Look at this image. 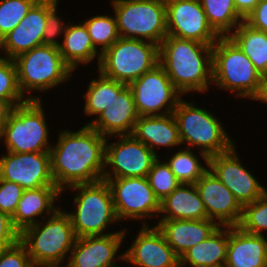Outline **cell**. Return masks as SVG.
<instances>
[{
    "label": "cell",
    "instance_id": "cell-1",
    "mask_svg": "<svg viewBox=\"0 0 267 267\" xmlns=\"http://www.w3.org/2000/svg\"><path fill=\"white\" fill-rule=\"evenodd\" d=\"M51 146V173L55 185L63 192L71 186L103 180L107 137L89 125L77 131H59Z\"/></svg>",
    "mask_w": 267,
    "mask_h": 267
},
{
    "label": "cell",
    "instance_id": "cell-2",
    "mask_svg": "<svg viewBox=\"0 0 267 267\" xmlns=\"http://www.w3.org/2000/svg\"><path fill=\"white\" fill-rule=\"evenodd\" d=\"M213 45L166 36L159 45V64L182 94L205 92L212 84Z\"/></svg>",
    "mask_w": 267,
    "mask_h": 267
},
{
    "label": "cell",
    "instance_id": "cell-3",
    "mask_svg": "<svg viewBox=\"0 0 267 267\" xmlns=\"http://www.w3.org/2000/svg\"><path fill=\"white\" fill-rule=\"evenodd\" d=\"M43 220V223L39 220L37 224L26 227L20 233V241L27 248L33 265L63 267L77 238L70 217L59 208Z\"/></svg>",
    "mask_w": 267,
    "mask_h": 267
},
{
    "label": "cell",
    "instance_id": "cell-4",
    "mask_svg": "<svg viewBox=\"0 0 267 267\" xmlns=\"http://www.w3.org/2000/svg\"><path fill=\"white\" fill-rule=\"evenodd\" d=\"M261 79V73L229 36L220 37L213 44L212 83L218 89L253 100L259 92Z\"/></svg>",
    "mask_w": 267,
    "mask_h": 267
},
{
    "label": "cell",
    "instance_id": "cell-5",
    "mask_svg": "<svg viewBox=\"0 0 267 267\" xmlns=\"http://www.w3.org/2000/svg\"><path fill=\"white\" fill-rule=\"evenodd\" d=\"M182 145L195 147L208 158L231 150L234 144L222 122L210 111L180 99L172 112Z\"/></svg>",
    "mask_w": 267,
    "mask_h": 267
},
{
    "label": "cell",
    "instance_id": "cell-6",
    "mask_svg": "<svg viewBox=\"0 0 267 267\" xmlns=\"http://www.w3.org/2000/svg\"><path fill=\"white\" fill-rule=\"evenodd\" d=\"M70 189L78 192L73 200L76 211L67 212L77 238L116 233L105 231L111 223L119 222L112 193L105 180L74 185Z\"/></svg>",
    "mask_w": 267,
    "mask_h": 267
},
{
    "label": "cell",
    "instance_id": "cell-7",
    "mask_svg": "<svg viewBox=\"0 0 267 267\" xmlns=\"http://www.w3.org/2000/svg\"><path fill=\"white\" fill-rule=\"evenodd\" d=\"M41 100L15 106L0 129V140L13 153L50 152L49 126Z\"/></svg>",
    "mask_w": 267,
    "mask_h": 267
},
{
    "label": "cell",
    "instance_id": "cell-8",
    "mask_svg": "<svg viewBox=\"0 0 267 267\" xmlns=\"http://www.w3.org/2000/svg\"><path fill=\"white\" fill-rule=\"evenodd\" d=\"M18 84L25 97L32 91L44 92L71 78L72 69L65 63L59 48L48 45L34 47L14 58ZM26 93V94H25Z\"/></svg>",
    "mask_w": 267,
    "mask_h": 267
},
{
    "label": "cell",
    "instance_id": "cell-9",
    "mask_svg": "<svg viewBox=\"0 0 267 267\" xmlns=\"http://www.w3.org/2000/svg\"><path fill=\"white\" fill-rule=\"evenodd\" d=\"M159 64V45L141 39L119 38L100 58L98 71L126 85Z\"/></svg>",
    "mask_w": 267,
    "mask_h": 267
},
{
    "label": "cell",
    "instance_id": "cell-10",
    "mask_svg": "<svg viewBox=\"0 0 267 267\" xmlns=\"http://www.w3.org/2000/svg\"><path fill=\"white\" fill-rule=\"evenodd\" d=\"M120 38L160 45L167 36L165 0H111Z\"/></svg>",
    "mask_w": 267,
    "mask_h": 267
},
{
    "label": "cell",
    "instance_id": "cell-11",
    "mask_svg": "<svg viewBox=\"0 0 267 267\" xmlns=\"http://www.w3.org/2000/svg\"><path fill=\"white\" fill-rule=\"evenodd\" d=\"M111 137H117L118 140L109 143L108 140H111ZM111 137H107L105 145L103 179L147 177L159 156L133 135Z\"/></svg>",
    "mask_w": 267,
    "mask_h": 267
},
{
    "label": "cell",
    "instance_id": "cell-12",
    "mask_svg": "<svg viewBox=\"0 0 267 267\" xmlns=\"http://www.w3.org/2000/svg\"><path fill=\"white\" fill-rule=\"evenodd\" d=\"M111 190L116 215L128 221L158 217L160 201L150 187L147 177L103 179Z\"/></svg>",
    "mask_w": 267,
    "mask_h": 267
},
{
    "label": "cell",
    "instance_id": "cell-13",
    "mask_svg": "<svg viewBox=\"0 0 267 267\" xmlns=\"http://www.w3.org/2000/svg\"><path fill=\"white\" fill-rule=\"evenodd\" d=\"M129 87L139 116L170 114L183 98L160 64L133 81Z\"/></svg>",
    "mask_w": 267,
    "mask_h": 267
},
{
    "label": "cell",
    "instance_id": "cell-14",
    "mask_svg": "<svg viewBox=\"0 0 267 267\" xmlns=\"http://www.w3.org/2000/svg\"><path fill=\"white\" fill-rule=\"evenodd\" d=\"M167 35L213 45L221 36L210 26L199 0H165Z\"/></svg>",
    "mask_w": 267,
    "mask_h": 267
},
{
    "label": "cell",
    "instance_id": "cell-15",
    "mask_svg": "<svg viewBox=\"0 0 267 267\" xmlns=\"http://www.w3.org/2000/svg\"><path fill=\"white\" fill-rule=\"evenodd\" d=\"M6 152L0 158V179L14 182L24 190L56 186L51 173L50 152Z\"/></svg>",
    "mask_w": 267,
    "mask_h": 267
},
{
    "label": "cell",
    "instance_id": "cell-16",
    "mask_svg": "<svg viewBox=\"0 0 267 267\" xmlns=\"http://www.w3.org/2000/svg\"><path fill=\"white\" fill-rule=\"evenodd\" d=\"M235 147L228 152L209 157L208 169L244 206L262 197L267 192V188L243 166Z\"/></svg>",
    "mask_w": 267,
    "mask_h": 267
},
{
    "label": "cell",
    "instance_id": "cell-17",
    "mask_svg": "<svg viewBox=\"0 0 267 267\" xmlns=\"http://www.w3.org/2000/svg\"><path fill=\"white\" fill-rule=\"evenodd\" d=\"M125 229L116 233L76 238L65 267H123L116 260L124 261V253L118 255L125 238ZM116 255L118 257H116ZM115 261V262H114Z\"/></svg>",
    "mask_w": 267,
    "mask_h": 267
},
{
    "label": "cell",
    "instance_id": "cell-18",
    "mask_svg": "<svg viewBox=\"0 0 267 267\" xmlns=\"http://www.w3.org/2000/svg\"><path fill=\"white\" fill-rule=\"evenodd\" d=\"M139 114L129 85L114 80V97L97 118L89 123L104 137L132 135Z\"/></svg>",
    "mask_w": 267,
    "mask_h": 267
},
{
    "label": "cell",
    "instance_id": "cell-19",
    "mask_svg": "<svg viewBox=\"0 0 267 267\" xmlns=\"http://www.w3.org/2000/svg\"><path fill=\"white\" fill-rule=\"evenodd\" d=\"M129 249L124 261L138 267H180V258L168 245L157 226H149L145 220Z\"/></svg>",
    "mask_w": 267,
    "mask_h": 267
},
{
    "label": "cell",
    "instance_id": "cell-20",
    "mask_svg": "<svg viewBox=\"0 0 267 267\" xmlns=\"http://www.w3.org/2000/svg\"><path fill=\"white\" fill-rule=\"evenodd\" d=\"M195 185L208 219L216 222L219 226L232 227L239 224L243 206L209 169Z\"/></svg>",
    "mask_w": 267,
    "mask_h": 267
},
{
    "label": "cell",
    "instance_id": "cell-21",
    "mask_svg": "<svg viewBox=\"0 0 267 267\" xmlns=\"http://www.w3.org/2000/svg\"><path fill=\"white\" fill-rule=\"evenodd\" d=\"M59 0H38L12 31L3 38V52L10 59L43 45L47 12Z\"/></svg>",
    "mask_w": 267,
    "mask_h": 267
},
{
    "label": "cell",
    "instance_id": "cell-22",
    "mask_svg": "<svg viewBox=\"0 0 267 267\" xmlns=\"http://www.w3.org/2000/svg\"><path fill=\"white\" fill-rule=\"evenodd\" d=\"M61 194L62 191L57 186L24 190L11 217L13 226L21 233L26 227L37 224V218L41 217L43 222L45 215L51 216L59 209L54 203Z\"/></svg>",
    "mask_w": 267,
    "mask_h": 267
},
{
    "label": "cell",
    "instance_id": "cell-23",
    "mask_svg": "<svg viewBox=\"0 0 267 267\" xmlns=\"http://www.w3.org/2000/svg\"><path fill=\"white\" fill-rule=\"evenodd\" d=\"M224 267H267V238L228 226V247Z\"/></svg>",
    "mask_w": 267,
    "mask_h": 267
},
{
    "label": "cell",
    "instance_id": "cell-24",
    "mask_svg": "<svg viewBox=\"0 0 267 267\" xmlns=\"http://www.w3.org/2000/svg\"><path fill=\"white\" fill-rule=\"evenodd\" d=\"M157 228L180 258L188 249L207 239L219 225L210 220H159Z\"/></svg>",
    "mask_w": 267,
    "mask_h": 267
},
{
    "label": "cell",
    "instance_id": "cell-25",
    "mask_svg": "<svg viewBox=\"0 0 267 267\" xmlns=\"http://www.w3.org/2000/svg\"><path fill=\"white\" fill-rule=\"evenodd\" d=\"M132 135L157 155V147H182L178 126L172 113L139 116Z\"/></svg>",
    "mask_w": 267,
    "mask_h": 267
},
{
    "label": "cell",
    "instance_id": "cell-26",
    "mask_svg": "<svg viewBox=\"0 0 267 267\" xmlns=\"http://www.w3.org/2000/svg\"><path fill=\"white\" fill-rule=\"evenodd\" d=\"M160 220L208 219L195 184H180L160 202ZM163 213V214H162Z\"/></svg>",
    "mask_w": 267,
    "mask_h": 267
},
{
    "label": "cell",
    "instance_id": "cell-27",
    "mask_svg": "<svg viewBox=\"0 0 267 267\" xmlns=\"http://www.w3.org/2000/svg\"><path fill=\"white\" fill-rule=\"evenodd\" d=\"M228 247V226H219L207 239L180 257V267H224Z\"/></svg>",
    "mask_w": 267,
    "mask_h": 267
},
{
    "label": "cell",
    "instance_id": "cell-28",
    "mask_svg": "<svg viewBox=\"0 0 267 267\" xmlns=\"http://www.w3.org/2000/svg\"><path fill=\"white\" fill-rule=\"evenodd\" d=\"M68 23L63 41L59 46L65 63L75 71L80 63L88 65L98 57L97 65L99 66L101 54L94 48L85 24L83 22L75 25L71 22Z\"/></svg>",
    "mask_w": 267,
    "mask_h": 267
},
{
    "label": "cell",
    "instance_id": "cell-29",
    "mask_svg": "<svg viewBox=\"0 0 267 267\" xmlns=\"http://www.w3.org/2000/svg\"><path fill=\"white\" fill-rule=\"evenodd\" d=\"M229 37L252 61L254 67L267 74V33L250 27L242 21Z\"/></svg>",
    "mask_w": 267,
    "mask_h": 267
},
{
    "label": "cell",
    "instance_id": "cell-30",
    "mask_svg": "<svg viewBox=\"0 0 267 267\" xmlns=\"http://www.w3.org/2000/svg\"><path fill=\"white\" fill-rule=\"evenodd\" d=\"M210 26L221 36H229L244 21L234 0H199Z\"/></svg>",
    "mask_w": 267,
    "mask_h": 267
},
{
    "label": "cell",
    "instance_id": "cell-31",
    "mask_svg": "<svg viewBox=\"0 0 267 267\" xmlns=\"http://www.w3.org/2000/svg\"><path fill=\"white\" fill-rule=\"evenodd\" d=\"M190 149L180 147L173 156H170V158L167 156V159H165L177 180L182 184H195L208 170V157L198 151L199 157ZM201 157L205 161V165L201 164Z\"/></svg>",
    "mask_w": 267,
    "mask_h": 267
},
{
    "label": "cell",
    "instance_id": "cell-32",
    "mask_svg": "<svg viewBox=\"0 0 267 267\" xmlns=\"http://www.w3.org/2000/svg\"><path fill=\"white\" fill-rule=\"evenodd\" d=\"M98 72L99 77L89 82L86 94L82 96L86 99L84 113L90 117L96 116L95 118L105 110L114 97V79Z\"/></svg>",
    "mask_w": 267,
    "mask_h": 267
},
{
    "label": "cell",
    "instance_id": "cell-33",
    "mask_svg": "<svg viewBox=\"0 0 267 267\" xmlns=\"http://www.w3.org/2000/svg\"><path fill=\"white\" fill-rule=\"evenodd\" d=\"M83 23L87 27L94 48L100 51L101 55L120 38L115 15H96Z\"/></svg>",
    "mask_w": 267,
    "mask_h": 267
},
{
    "label": "cell",
    "instance_id": "cell-34",
    "mask_svg": "<svg viewBox=\"0 0 267 267\" xmlns=\"http://www.w3.org/2000/svg\"><path fill=\"white\" fill-rule=\"evenodd\" d=\"M1 56L0 98L9 101L14 107L24 104L28 100H42L40 96H23L18 84L17 68L14 59Z\"/></svg>",
    "mask_w": 267,
    "mask_h": 267
},
{
    "label": "cell",
    "instance_id": "cell-35",
    "mask_svg": "<svg viewBox=\"0 0 267 267\" xmlns=\"http://www.w3.org/2000/svg\"><path fill=\"white\" fill-rule=\"evenodd\" d=\"M237 226L250 234L265 235L263 232L267 231V192L254 202L243 206Z\"/></svg>",
    "mask_w": 267,
    "mask_h": 267
},
{
    "label": "cell",
    "instance_id": "cell-36",
    "mask_svg": "<svg viewBox=\"0 0 267 267\" xmlns=\"http://www.w3.org/2000/svg\"><path fill=\"white\" fill-rule=\"evenodd\" d=\"M161 161L158 157L147 175L150 187L160 202L181 184L166 160Z\"/></svg>",
    "mask_w": 267,
    "mask_h": 267
},
{
    "label": "cell",
    "instance_id": "cell-37",
    "mask_svg": "<svg viewBox=\"0 0 267 267\" xmlns=\"http://www.w3.org/2000/svg\"><path fill=\"white\" fill-rule=\"evenodd\" d=\"M38 0H0V36L4 38Z\"/></svg>",
    "mask_w": 267,
    "mask_h": 267
},
{
    "label": "cell",
    "instance_id": "cell-38",
    "mask_svg": "<svg viewBox=\"0 0 267 267\" xmlns=\"http://www.w3.org/2000/svg\"><path fill=\"white\" fill-rule=\"evenodd\" d=\"M33 266L27 248L19 240L14 245L0 250V267Z\"/></svg>",
    "mask_w": 267,
    "mask_h": 267
},
{
    "label": "cell",
    "instance_id": "cell-39",
    "mask_svg": "<svg viewBox=\"0 0 267 267\" xmlns=\"http://www.w3.org/2000/svg\"><path fill=\"white\" fill-rule=\"evenodd\" d=\"M23 192L20 185L0 179V211L12 217Z\"/></svg>",
    "mask_w": 267,
    "mask_h": 267
},
{
    "label": "cell",
    "instance_id": "cell-40",
    "mask_svg": "<svg viewBox=\"0 0 267 267\" xmlns=\"http://www.w3.org/2000/svg\"><path fill=\"white\" fill-rule=\"evenodd\" d=\"M57 5L58 3L47 12L46 28L43 34V45L59 48L61 42H59L56 37L59 38L61 34H65L68 23L66 24V22H63L61 18L57 16Z\"/></svg>",
    "mask_w": 267,
    "mask_h": 267
},
{
    "label": "cell",
    "instance_id": "cell-41",
    "mask_svg": "<svg viewBox=\"0 0 267 267\" xmlns=\"http://www.w3.org/2000/svg\"><path fill=\"white\" fill-rule=\"evenodd\" d=\"M20 240V232L13 226L12 219L0 211V250Z\"/></svg>",
    "mask_w": 267,
    "mask_h": 267
},
{
    "label": "cell",
    "instance_id": "cell-42",
    "mask_svg": "<svg viewBox=\"0 0 267 267\" xmlns=\"http://www.w3.org/2000/svg\"><path fill=\"white\" fill-rule=\"evenodd\" d=\"M244 22L254 29L267 33V0H259L255 9L245 17Z\"/></svg>",
    "mask_w": 267,
    "mask_h": 267
},
{
    "label": "cell",
    "instance_id": "cell-43",
    "mask_svg": "<svg viewBox=\"0 0 267 267\" xmlns=\"http://www.w3.org/2000/svg\"><path fill=\"white\" fill-rule=\"evenodd\" d=\"M259 3V0H234L237 12L245 19Z\"/></svg>",
    "mask_w": 267,
    "mask_h": 267
},
{
    "label": "cell",
    "instance_id": "cell-44",
    "mask_svg": "<svg viewBox=\"0 0 267 267\" xmlns=\"http://www.w3.org/2000/svg\"><path fill=\"white\" fill-rule=\"evenodd\" d=\"M13 109L14 106L9 101L0 98V129L8 120Z\"/></svg>",
    "mask_w": 267,
    "mask_h": 267
},
{
    "label": "cell",
    "instance_id": "cell-45",
    "mask_svg": "<svg viewBox=\"0 0 267 267\" xmlns=\"http://www.w3.org/2000/svg\"><path fill=\"white\" fill-rule=\"evenodd\" d=\"M253 100L267 104V74L262 75L259 92Z\"/></svg>",
    "mask_w": 267,
    "mask_h": 267
},
{
    "label": "cell",
    "instance_id": "cell-46",
    "mask_svg": "<svg viewBox=\"0 0 267 267\" xmlns=\"http://www.w3.org/2000/svg\"><path fill=\"white\" fill-rule=\"evenodd\" d=\"M0 51H4L3 50V38L0 36ZM1 54V53H0ZM1 58V57H0Z\"/></svg>",
    "mask_w": 267,
    "mask_h": 267
},
{
    "label": "cell",
    "instance_id": "cell-47",
    "mask_svg": "<svg viewBox=\"0 0 267 267\" xmlns=\"http://www.w3.org/2000/svg\"><path fill=\"white\" fill-rule=\"evenodd\" d=\"M31 267H47V266H39V265H33Z\"/></svg>",
    "mask_w": 267,
    "mask_h": 267
}]
</instances>
